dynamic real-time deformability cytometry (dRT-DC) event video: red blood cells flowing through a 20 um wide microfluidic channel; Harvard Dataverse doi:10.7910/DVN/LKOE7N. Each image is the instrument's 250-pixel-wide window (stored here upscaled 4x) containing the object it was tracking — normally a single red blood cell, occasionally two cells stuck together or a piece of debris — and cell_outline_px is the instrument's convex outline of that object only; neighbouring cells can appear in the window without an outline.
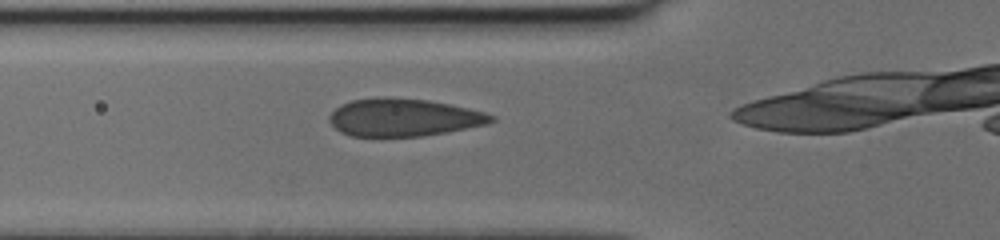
{"species": "human", "species_latin": "Homo sapiens", "temperature_condition": "cold", "stored_images_in_passage": 12, "camera_frame_rate_fps": 3000, "um_per_image_px": 0.085, "donor": {"sex": "female"}, "frame": {"image": 1, "passage_image": 2, "time_ms": 0.333, "image_size_px": [1000, 240], "cell_outline_px": [[496, 120], [488, 124], [448, 132], [424, 136], [352, 136], [340, 132], [328, 120], [328, 116], [340, 104], [352, 100], [376, 96], [384, 96], [428, 100], [468, 108], [484, 112], [496, 116]], "centroid_in_image_um": [34.31, 9.97], "position_along_channel_um": 91.5, "area_um2": 35.84}}
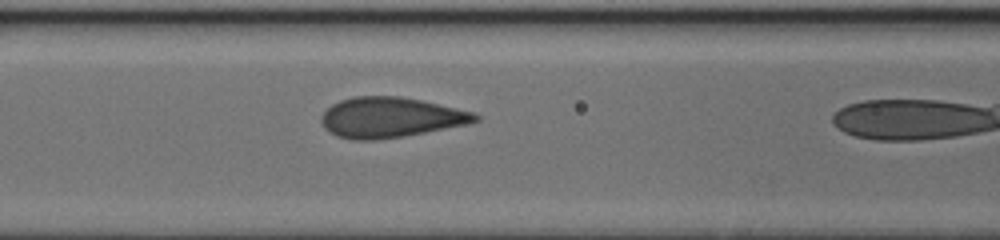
{"frame": {"image": 2, "passage_image": 5, "time_ms": 1.333, "image_size_px": [1000, 240], "cell_outline_px": [[480, 120], [468, 124], [404, 136], [372, 140], [352, 140], [336, 136], [324, 128], [320, 120], [320, 116], [332, 104], [340, 100], [352, 96], [400, 96], [420, 100], [472, 112], [480, 116]], "centroid_in_image_um": [33.14, 9.98], "position_along_channel_um": 133.5, "area_um2": 36.01}}
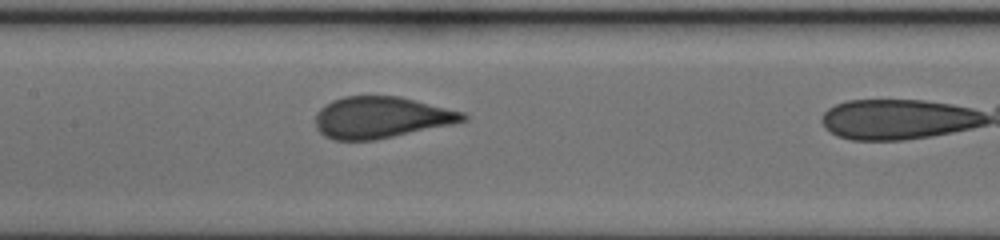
{"frame": {"image": 3, "passage_image": 8, "time_ms": 2.333, "image_size_px": [1000, 240], "cell_outline_px": [[468, 120], [376, 140], [336, 140], [324, 136], [316, 128], [316, 116], [320, 108], [332, 100], [344, 96], [400, 96], [464, 112], [468, 116]], "centroid_in_image_um": [32.38, 9.97], "position_along_channel_um": 175.0, "area_um2": 35.49}}